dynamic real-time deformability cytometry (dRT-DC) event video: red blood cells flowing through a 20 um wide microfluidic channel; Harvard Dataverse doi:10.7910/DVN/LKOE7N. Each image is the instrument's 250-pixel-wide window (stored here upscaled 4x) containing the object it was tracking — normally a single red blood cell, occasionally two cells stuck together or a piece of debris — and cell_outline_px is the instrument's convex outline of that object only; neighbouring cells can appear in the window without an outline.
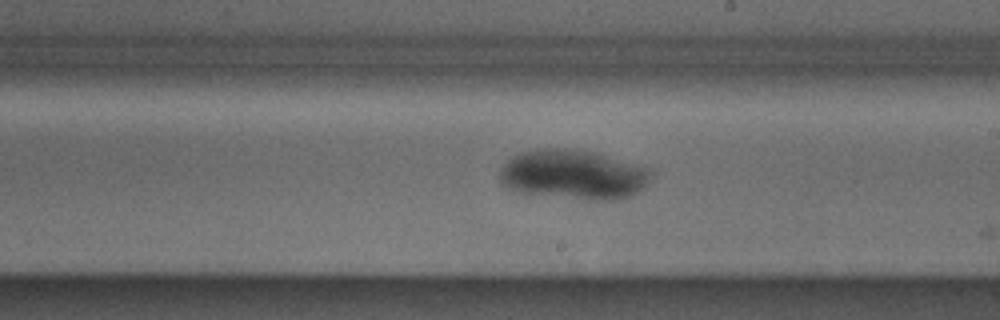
{"species": "Egyptian fruit bat (a non-hibernating species)", "species_latin": "Rousettus aegyptiacus", "temperature_condition": "cold", "stored_images_in_passage": 30, "camera_frame_rate_fps": 3000, "um_per_image_px": 0.085, "animal": {"sex": "male"}, "frame": {"image": 1, "passage_image": 29, "time_ms": 9.333, "image_size_px": [1000, 320], "cell_outline_px": [[652, 172], [648, 180], [640, 192], [632, 196], [620, 200], [588, 200], [524, 192], [508, 188], [500, 180], [500, 168], [512, 156], [520, 152], [536, 148], [564, 148], [592, 152], [648, 168]], "centroid_in_image_um": [48.73, 14.84], "position_along_channel_um": 240.3, "area_um2": 43.47}}